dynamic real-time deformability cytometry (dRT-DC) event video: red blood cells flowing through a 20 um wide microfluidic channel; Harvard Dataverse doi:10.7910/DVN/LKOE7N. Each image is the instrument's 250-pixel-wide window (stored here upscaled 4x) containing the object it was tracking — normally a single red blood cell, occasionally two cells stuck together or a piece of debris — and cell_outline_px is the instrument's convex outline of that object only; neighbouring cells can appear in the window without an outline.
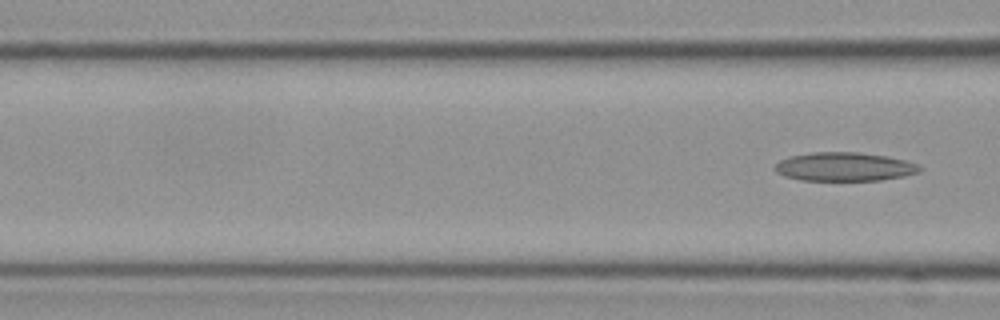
{"species": "Egyptian fruit bat (a non-hibernating species)", "species_latin": "Rousettus aegyptiacus", "temperature_condition": "cold", "stored_images_in_passage": 7, "segment_of_instrument_passage": [2, 2], "camera_frame_rate_fps": 3000, "um_per_image_px": 0.085, "frame": {"image": 1, "passage_image": 7, "time_ms": 2.0, "image_size_px": [1000, 320], "cell_outline_px": [[924, 168], [920, 172], [904, 176], [880, 180], [800, 180], [784, 176], [776, 172], [772, 168], [780, 160], [788, 156], [812, 152], [856, 152], [888, 156], [904, 160], [916, 164]], "centroid_in_image_um": [71.75, 14.17], "position_along_channel_um": 94.8, "area_um2": 24.33}}